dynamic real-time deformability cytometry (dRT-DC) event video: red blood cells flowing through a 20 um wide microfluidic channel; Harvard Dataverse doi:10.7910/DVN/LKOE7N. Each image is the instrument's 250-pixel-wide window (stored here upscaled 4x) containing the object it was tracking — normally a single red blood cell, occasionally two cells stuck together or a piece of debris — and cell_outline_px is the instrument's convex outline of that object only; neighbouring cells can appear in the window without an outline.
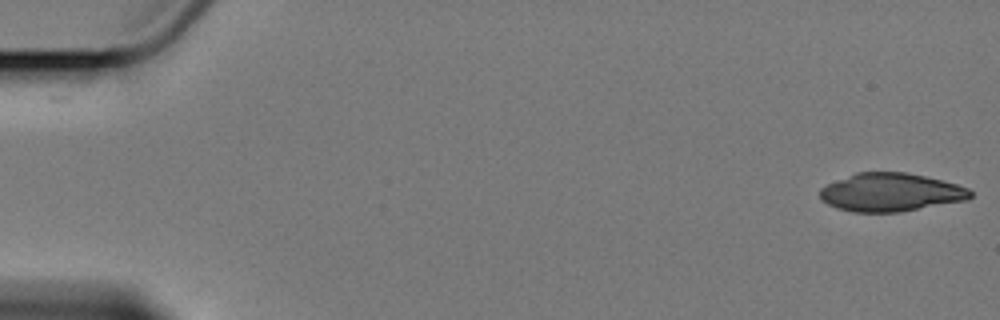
{"species": "Egyptian fruit bat (a non-hibernating species)", "species_latin": "Rousettus aegyptiacus", "temperature_condition": "cold", "stored_images_in_passage": 5, "camera_frame_rate_fps": 3000, "um_per_image_px": 0.085, "animal": {"sex": "female"}, "frame": {"image": 1, "passage_image": 1, "time_ms": 0.0, "image_size_px": [1000, 320], "cell_outline_px": [[972, 196], [968, 200], [900, 212], [852, 212], [836, 208], [820, 200], [820, 188], [828, 184], [856, 172], [904, 172], [924, 176], [956, 184], [968, 188], [972, 192]], "centroid_in_image_um": [75.7, 16.36], "position_along_channel_um": 9.3, "area_um2": 33.52}}